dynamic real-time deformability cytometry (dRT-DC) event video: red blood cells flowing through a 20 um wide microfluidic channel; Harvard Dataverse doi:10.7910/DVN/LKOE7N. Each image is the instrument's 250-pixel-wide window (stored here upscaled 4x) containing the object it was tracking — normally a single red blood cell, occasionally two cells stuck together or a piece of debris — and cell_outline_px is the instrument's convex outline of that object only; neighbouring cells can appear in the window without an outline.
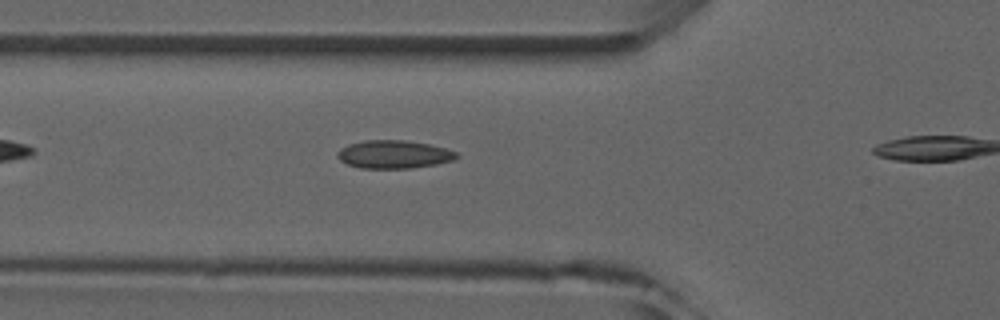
{"species": "common noctule bat (a hibernating species)", "species_latin": "Nyctalus noctula", "temperature_condition": "room temperature", "stored_images_in_passage": 3, "segment_of_instrument_passage": [1, 2], "camera_frame_rate_fps": 3000, "um_per_image_px": 0.085, "animal": {"sex": "male", "forearm_length_mm": 52.5}, "frame": {"image": 1, "passage_image": 2, "time_ms": 1.333, "image_size_px": [1000, 320], "cell_outline_px": [[460, 156], [456, 160], [436, 164], [412, 168], [360, 168], [348, 164], [340, 160], [336, 156], [336, 152], [340, 148], [348, 144], [364, 140], [404, 140], [428, 144], [444, 148], [456, 152]], "centroid_in_image_um": [33.47, 13.12], "position_along_channel_um": 92.3, "area_um2": 19.59}}